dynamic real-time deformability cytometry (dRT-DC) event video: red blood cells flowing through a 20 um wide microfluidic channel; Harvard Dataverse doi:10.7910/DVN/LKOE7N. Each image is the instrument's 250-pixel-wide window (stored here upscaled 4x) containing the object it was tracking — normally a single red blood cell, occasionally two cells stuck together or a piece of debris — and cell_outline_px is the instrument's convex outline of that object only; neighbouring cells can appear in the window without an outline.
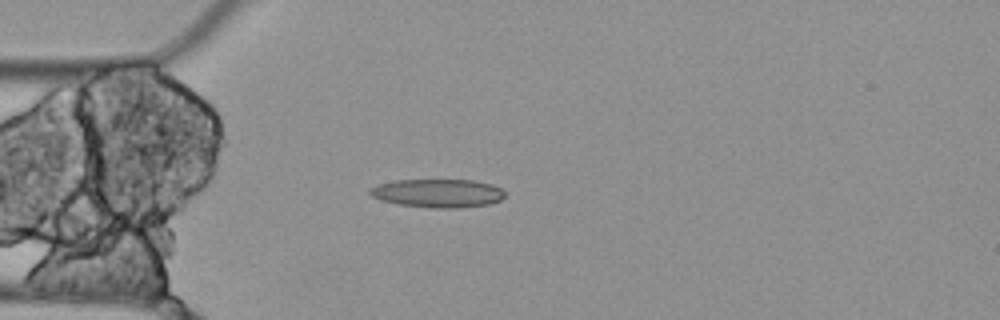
{"species": "Egyptian fruit bat (a non-hibernating species)", "species_latin": "Rousettus aegyptiacus", "temperature_condition": "cold", "stored_images_in_passage": 5, "camera_frame_rate_fps": 3000, "um_per_image_px": 0.085, "animal": {"sex": "female"}, "frame": {"image": 1, "passage_image": 4, "time_ms": 1.0, "image_size_px": [1000, 320], "cell_outline_px": [[504, 196], [500, 200], [488, 204], [460, 208], [432, 208], [400, 204], [380, 200], [372, 196], [368, 192], [368, 188], [380, 184], [396, 180], [472, 180], [492, 184], [500, 188], [504, 192]], "centroid_in_image_um": [37.2, 16.42], "position_along_channel_um": 47.8, "area_um2": 22.31}}